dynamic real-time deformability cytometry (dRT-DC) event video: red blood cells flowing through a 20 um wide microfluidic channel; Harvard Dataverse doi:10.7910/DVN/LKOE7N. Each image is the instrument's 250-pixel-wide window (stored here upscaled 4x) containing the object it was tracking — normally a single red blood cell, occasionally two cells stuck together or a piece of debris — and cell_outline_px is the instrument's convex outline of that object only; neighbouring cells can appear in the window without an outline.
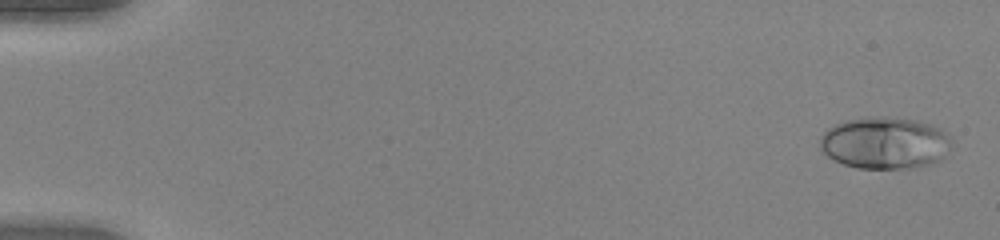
{"species": "human", "species_latin": "Homo sapiens", "temperature_condition": "warm", "stored_images_in_passage": 52, "camera_frame_rate_fps": 3000, "um_per_image_px": 0.085, "donor": {"sex": "female"}, "frame": {"image": 1, "passage_image": 2, "time_ms": 0.333, "image_size_px": [1000, 240], "cell_outline_px": [[956, 148], [940, 160], [932, 164], [916, 168], [856, 168], [844, 164], [828, 156], [820, 148], [820, 136], [828, 128], [844, 120], [884, 116], [888, 116], [916, 120], [932, 124], [948, 132], [952, 136]], "centroid_in_image_um": [75.33, 12.15], "position_along_channel_um": 9.7, "area_um2": 40.69}}
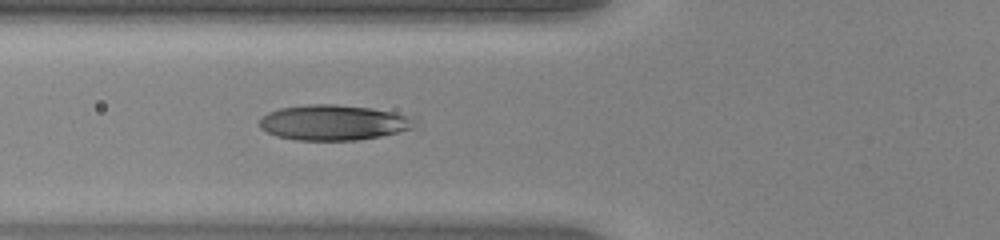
{"frame": {"image": 2, "passage_image": 21, "time_ms": 6.667, "image_size_px": [1000, 240], "cell_outline_px": [[420, 128], [380, 136], [356, 140], [296, 140], [276, 136], [260, 128], [260, 120], [268, 112], [280, 108], [308, 104], [336, 104], [372, 108], [420, 116]], "centroid_in_image_um": [28.53, 10.41], "position_along_channel_um": 97.3, "area_um2": 32.83}}
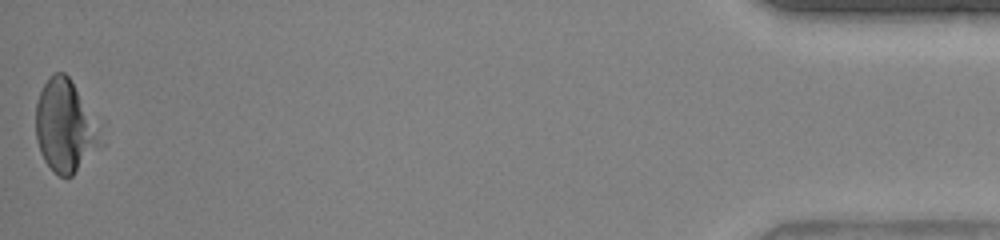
{"frame": {"image": 3, "passage_image": 52, "time_ms": 17.0, "image_size_px": [1000, 240], "cell_outline_px": [[104, 144], [72, 176], [60, 176], [44, 160], [40, 152], [36, 140], [36, 104], [40, 92], [48, 76], [56, 72], [64, 72], [68, 76], [104, 120]], "centroid_in_image_um": [5.67, 10.68], "position_along_channel_um": 429.5, "area_um2": 36.65}}